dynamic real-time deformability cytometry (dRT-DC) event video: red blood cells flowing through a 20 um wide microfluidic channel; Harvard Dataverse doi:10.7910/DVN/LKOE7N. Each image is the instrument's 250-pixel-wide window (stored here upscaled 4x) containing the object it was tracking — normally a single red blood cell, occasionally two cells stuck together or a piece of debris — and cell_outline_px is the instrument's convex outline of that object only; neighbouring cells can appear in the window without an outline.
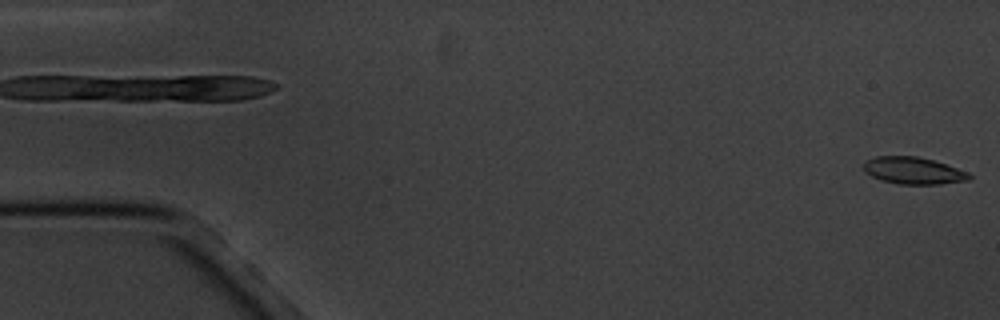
{"species": "common noctule bat (a hibernating species)", "species_latin": "Nyctalus noctula", "temperature_condition": "cold", "stored_images_in_passage": 6, "camera_frame_rate_fps": 3000, "um_per_image_px": 0.085, "animal": {"sex": "male", "body_mass_g": 20.1, "forearm_length_mm": 53.5}, "frame": {"image": 1, "passage_image": 6, "time_ms": 5.667, "image_size_px": [1000, 320], "cell_outline_px": [[972, 176], [968, 180], [940, 184], [900, 184], [880, 180], [864, 172], [864, 160], [876, 156], [916, 156], [932, 160], [968, 172]], "centroid_in_image_um": [77.59, 14.5], "position_along_channel_um": 7.4, "area_um2": 16.53}}